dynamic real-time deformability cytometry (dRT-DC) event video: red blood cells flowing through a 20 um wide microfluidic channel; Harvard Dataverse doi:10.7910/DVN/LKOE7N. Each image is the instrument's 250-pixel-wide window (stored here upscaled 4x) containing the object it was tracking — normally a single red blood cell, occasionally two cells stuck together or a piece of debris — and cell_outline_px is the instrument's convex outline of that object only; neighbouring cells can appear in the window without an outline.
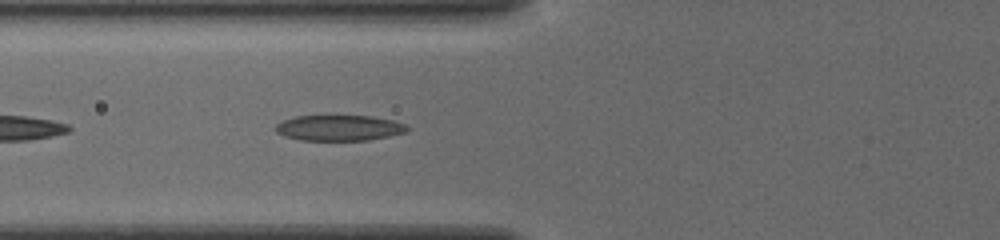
{"species": "common noctule bat (a hibernating species)", "species_latin": "Nyctalus noctula", "temperature_condition": "cold", "stored_images_in_passage": 7, "camera_frame_rate_fps": 3000, "um_per_image_px": 0.085, "animal": {"sex": "female", "body_mass_g": 19.5, "forearm_length_mm": 54.1}, "frame": {"image": 1, "passage_image": 4, "time_ms": 1.0, "image_size_px": [1000, 240], "cell_outline_px": [[412, 128], [408, 132], [368, 140], [300, 140], [284, 136], [276, 132], [276, 124], [284, 120], [296, 116], [372, 116], [392, 120], [404, 124]], "centroid_in_image_um": [28.86, 10.87], "position_along_channel_um": 96.9, "area_um2": 19.65}}